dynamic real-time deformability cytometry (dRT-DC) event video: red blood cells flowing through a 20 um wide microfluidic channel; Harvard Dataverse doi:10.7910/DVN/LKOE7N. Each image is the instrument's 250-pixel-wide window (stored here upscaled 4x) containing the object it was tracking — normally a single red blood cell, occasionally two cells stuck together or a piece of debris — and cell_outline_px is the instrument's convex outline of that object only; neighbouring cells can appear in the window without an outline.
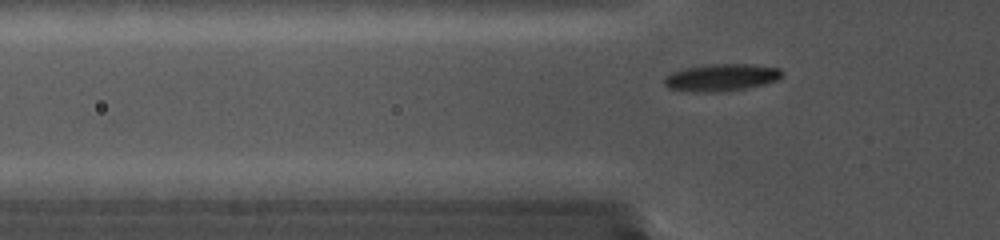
{"species": "common noctule bat (a hibernating species)", "species_latin": "Nyctalus noctula", "temperature_condition": "cold", "stored_images_in_passage": 57, "camera_frame_rate_fps": 5000, "um_per_image_px": 0.085, "animal": {"sex": "female", "body_mass_g": 19.0, "forearm_length_mm": 56.7}, "frame": {"image": 1, "passage_image": 2, "time_ms": 0.2, "image_size_px": [1000, 240], "cell_outline_px": [[784, 76], [776, 80], [764, 84], [744, 88], [716, 92], [692, 92], [668, 88], [664, 84], [664, 76], [672, 72], [684, 68], [712, 64], [752, 64], [780, 68], [784, 72]], "centroid_in_image_um": [61.31, 6.58], "position_along_channel_um": 64.5, "area_um2": 18.73}}
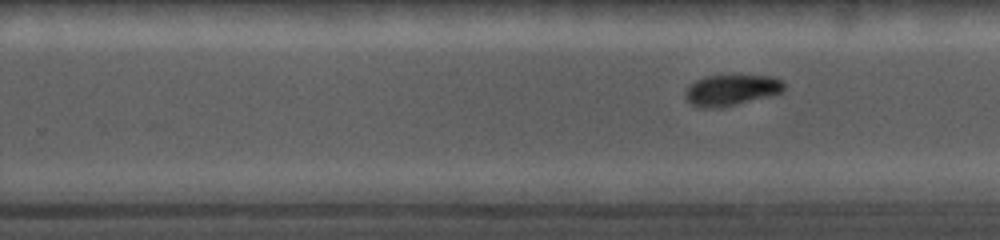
{"frame": {"image": 2, "passage_image": 29, "time_ms": 5.6, "image_size_px": [1000, 240], "cell_outline_px": [[784, 88], [780, 92], [768, 96], [736, 104], [716, 108], [704, 108], [692, 104], [684, 96], [688, 88], [696, 80], [708, 76], [772, 76], [784, 80]], "centroid_in_image_um": [62.18, 7.65], "position_along_channel_um": 267.6, "area_um2": 17.34}}
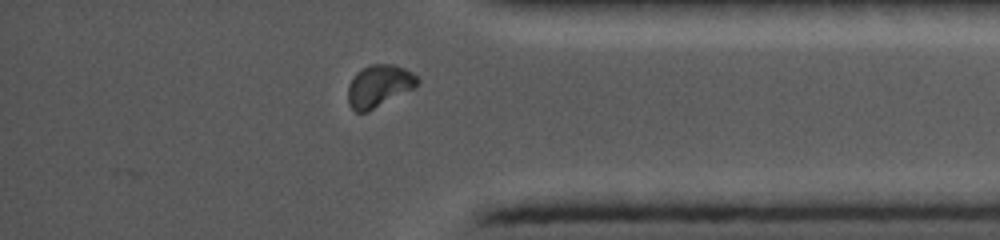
{"frame": {"image": 3, "passage_image": 47, "time_ms": 9.2, "image_size_px": [1000, 240], "cell_outline_px": [[420, 80], [416, 88], [368, 112], [356, 112], [348, 104], [348, 84], [356, 72], [372, 64], [392, 64], [404, 68], [412, 72]], "centroid_in_image_um": [32.23, 7.32], "position_along_channel_um": 403.0, "area_um2": 17.28}}